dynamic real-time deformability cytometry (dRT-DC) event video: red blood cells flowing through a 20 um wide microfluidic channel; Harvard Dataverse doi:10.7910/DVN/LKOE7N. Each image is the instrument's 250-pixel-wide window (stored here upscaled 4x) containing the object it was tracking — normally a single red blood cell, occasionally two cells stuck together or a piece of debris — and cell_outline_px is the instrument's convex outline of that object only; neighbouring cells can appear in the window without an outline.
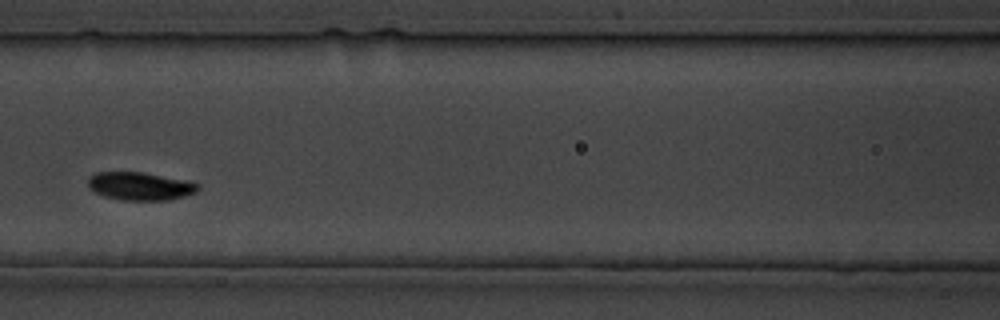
{"species": "common noctule bat (a hibernating species)", "species_latin": "Nyctalus noctula", "temperature_condition": "cold", "stored_images_in_passage": 27, "camera_frame_rate_fps": 3000, "um_per_image_px": 0.085, "animal": {"sex": "male", "body_mass_g": 19.5, "forearm_length_mm": 54.6}, "frame": {"image": 1, "passage_image": 8, "time_ms": 8.0, "image_size_px": [1000, 320], "cell_outline_px": [[200, 188], [196, 192], [184, 196], [168, 200], [124, 200], [104, 196], [88, 188], [88, 176], [92, 172], [144, 172], [188, 180], [200, 184]], "centroid_in_image_um": [11.91, 15.81], "position_along_channel_um": 154.7, "area_um2": 18.21}}
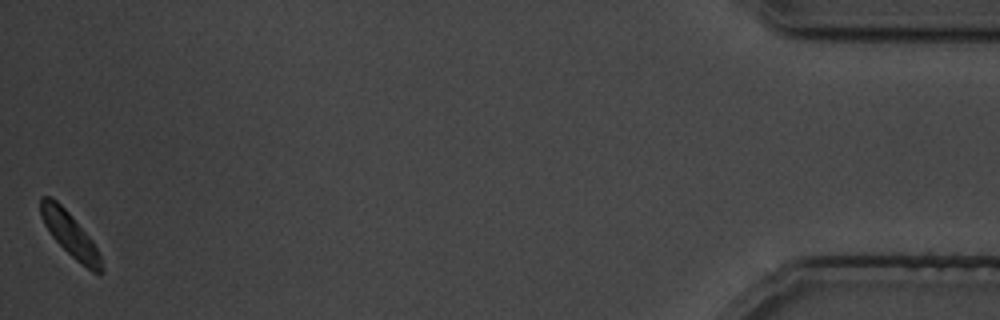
{"frame": {"image": 2, "passage_image": 27, "time_ms": 33.333, "image_size_px": [1000, 320], "cell_outline_px": [[104, 272], [100, 276], [92, 272], [76, 260], [52, 236], [44, 224], [40, 216], [40, 196], [52, 196], [72, 216], [92, 240], [100, 252], [104, 268]], "centroid_in_image_um": [5.99, 19.95], "position_along_channel_um": 429.2, "area_um2": 15.72}}